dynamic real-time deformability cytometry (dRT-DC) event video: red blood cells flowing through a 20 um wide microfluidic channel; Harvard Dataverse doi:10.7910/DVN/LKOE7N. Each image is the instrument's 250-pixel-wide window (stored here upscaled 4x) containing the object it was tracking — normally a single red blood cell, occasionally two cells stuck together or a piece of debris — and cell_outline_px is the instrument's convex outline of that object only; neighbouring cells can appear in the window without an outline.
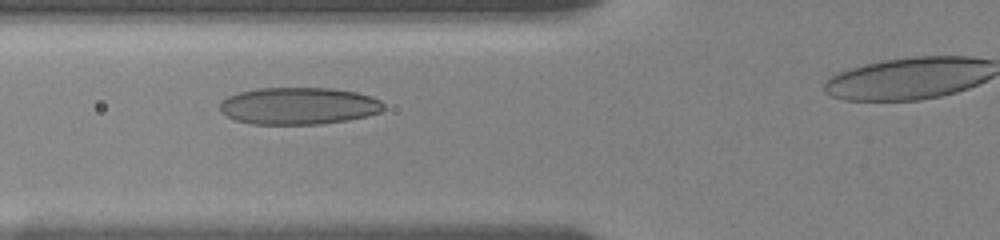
{"species": "human", "species_latin": "Homo sapiens", "temperature_condition": "room temperature", "stored_images_in_passage": 19, "camera_frame_rate_fps": 3000, "um_per_image_px": 0.085, "donor": {"sex": "female"}, "frame": {"image": 1, "passage_image": 9, "time_ms": 3.0, "image_size_px": [1000, 240], "cell_outline_px": [[384, 108], [380, 112], [368, 116], [348, 120], [320, 124], [252, 124], [236, 120], [220, 112], [220, 104], [228, 96], [240, 92], [260, 88], [332, 88], [356, 92], [372, 96], [380, 100], [384, 104]], "centroid_in_image_um": [25.42, 9.0], "position_along_channel_um": 100.4, "area_um2": 35.43}}
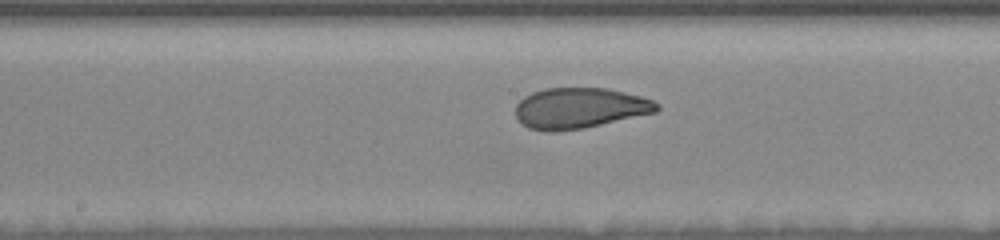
{"frame": {"image": 2, "passage_image": 15, "time_ms": 5.667, "image_size_px": [1000, 240], "cell_outline_px": [[660, 108], [656, 112], [584, 128], [556, 132], [548, 132], [528, 128], [516, 116], [516, 104], [524, 96], [532, 92], [544, 88], [608, 88], [640, 96], [652, 100], [660, 104]], "centroid_in_image_um": [49.27, 9.19], "position_along_channel_um": 198.9, "area_um2": 33.52}}
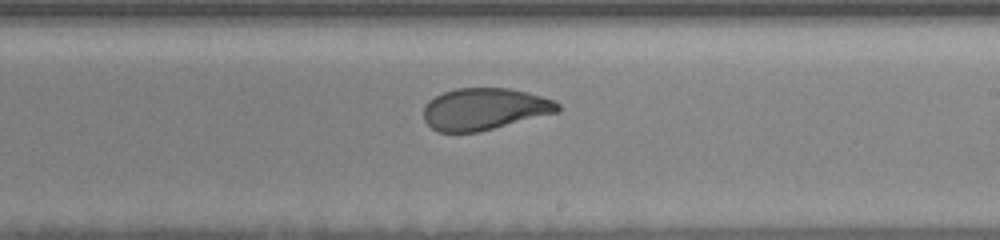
{"frame": {"image": 3, "passage_image": 18, "time_ms": 7.0, "image_size_px": [1000, 240], "cell_outline_px": [[560, 108], [556, 112], [480, 132], [436, 132], [424, 120], [424, 108], [428, 100], [444, 92], [456, 88], [508, 88], [528, 92], [556, 100], [560, 104]], "centroid_in_image_um": [41.17, 9.26], "position_along_channel_um": 247.8, "area_um2": 32.71}}